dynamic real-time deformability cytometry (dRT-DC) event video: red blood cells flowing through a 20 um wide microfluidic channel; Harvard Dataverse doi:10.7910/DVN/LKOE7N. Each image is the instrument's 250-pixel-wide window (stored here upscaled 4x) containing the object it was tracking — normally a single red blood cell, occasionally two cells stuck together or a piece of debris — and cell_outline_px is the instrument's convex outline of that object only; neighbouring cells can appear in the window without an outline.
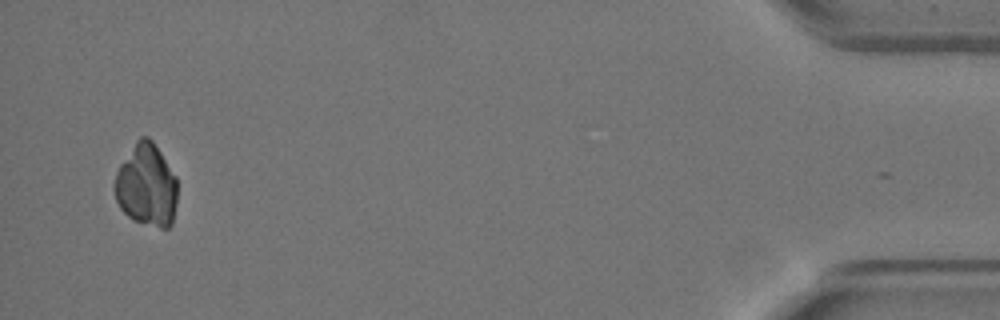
{"species": "Egyptian fruit bat (a non-hibernating species)", "species_latin": "Rousettus aegyptiacus", "temperature_condition": "warm", "stored_images_in_passage": 52, "camera_frame_rate_fps": 3000, "um_per_image_px": 0.085, "animal": {"sex": "female"}, "frame": {"image": 1, "passage_image": 50, "time_ms": 16.333, "image_size_px": [1000, 320], "cell_outline_px": [[176, 204], [172, 224], [168, 228], [160, 228], [132, 220], [120, 208], [116, 200], [112, 188], [112, 184], [116, 172], [120, 164], [136, 140], [140, 136], [148, 136], [152, 140], [176, 176]], "centroid_in_image_um": [12.42, 15.76], "position_along_channel_um": 422.8, "area_um2": 30.46}}